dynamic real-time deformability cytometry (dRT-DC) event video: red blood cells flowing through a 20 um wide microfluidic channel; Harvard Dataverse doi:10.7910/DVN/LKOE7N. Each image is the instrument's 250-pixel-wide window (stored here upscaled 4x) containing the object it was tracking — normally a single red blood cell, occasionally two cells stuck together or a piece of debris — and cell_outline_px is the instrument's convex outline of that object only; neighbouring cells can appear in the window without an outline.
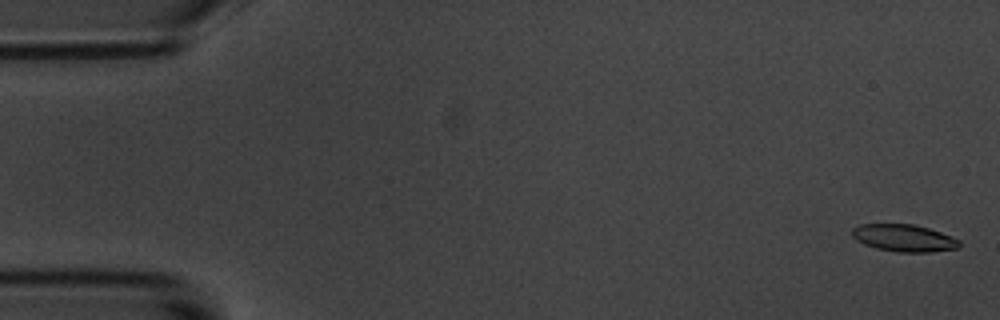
{"species": "common noctule bat (a hibernating species)", "species_latin": "Nyctalus noctula", "temperature_condition": "room temperature", "stored_images_in_passage": 56, "camera_frame_rate_fps": 3000, "um_per_image_px": 0.085, "animal": {"sex": "male", "body_mass_g": 20.1, "forearm_length_mm": 53.5}, "frame": {"image": 1, "passage_image": 2, "time_ms": 0.333, "image_size_px": [1000, 320], "cell_outline_px": [[960, 244], [956, 248], [932, 252], [896, 252], [876, 248], [864, 244], [856, 240], [852, 236], [852, 228], [860, 224], [912, 224], [928, 228], [940, 232], [960, 240]], "centroid_in_image_um": [76.8, 20.23], "position_along_channel_um": 8.2, "area_um2": 16.94}}
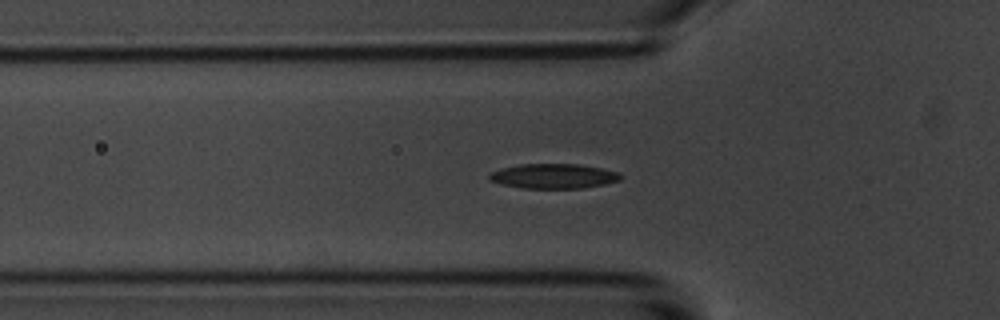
{"frame": {"image": 2, "passage_image": 19, "time_ms": 6.0, "image_size_px": [1000, 320], "cell_outline_px": [[624, 176], [620, 180], [604, 184], [584, 188], [524, 188], [500, 184], [488, 180], [488, 176], [492, 172], [504, 168], [520, 164], [580, 164], [600, 168], [616, 172]], "centroid_in_image_um": [47.05, 14.97], "position_along_channel_um": 78.7, "area_um2": 18.84}}
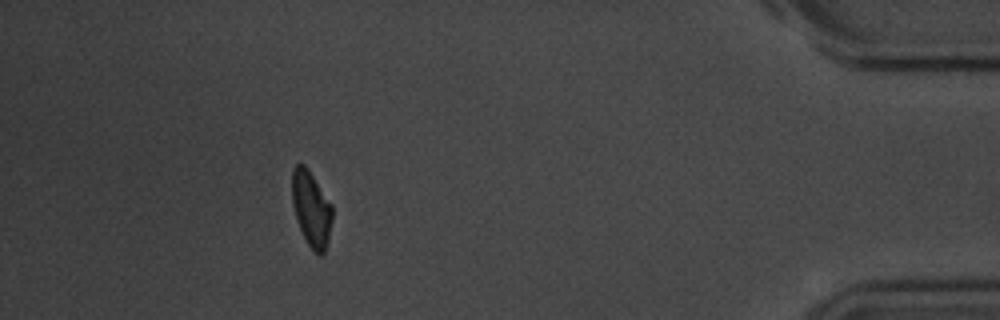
{"frame": {"image": 3, "passage_image": 51, "time_ms": 16.667, "image_size_px": [1000, 320], "cell_outline_px": [[332, 220], [328, 240], [324, 252], [320, 256], [308, 244], [300, 228], [292, 204], [292, 168], [296, 164], [304, 164], [308, 168], [332, 204]], "centroid_in_image_um": [26.46, 17.7], "position_along_channel_um": 408.7, "area_um2": 17.57}, "authors_computed_cell_mechanics": {"area_um2": 18.4093, "velocity_mm_per_s": 3.5996, "shape_relaxation_time_tau1_ms": 2.2938, "shape_relaxation_time_tau2_ms": 4.9566, "deformation_change_tau1": 0.1065, "deformation_change_tau2": 0.1135}}